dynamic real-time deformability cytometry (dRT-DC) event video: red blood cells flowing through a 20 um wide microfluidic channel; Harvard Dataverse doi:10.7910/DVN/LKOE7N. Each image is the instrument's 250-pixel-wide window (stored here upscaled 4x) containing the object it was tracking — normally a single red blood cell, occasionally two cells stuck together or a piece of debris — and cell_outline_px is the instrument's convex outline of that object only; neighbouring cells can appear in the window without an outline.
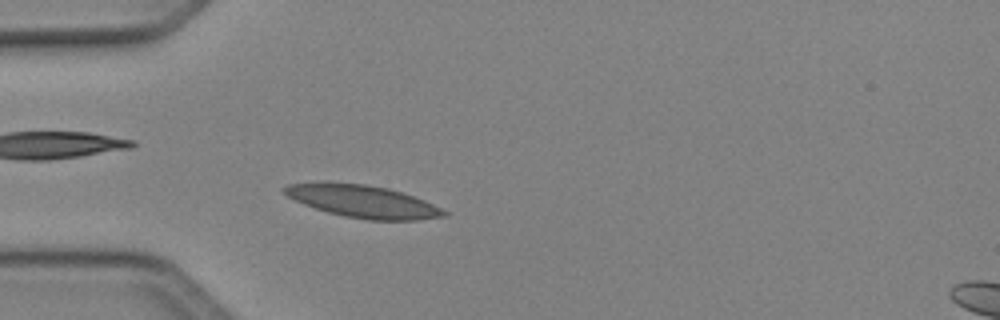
{"species": "Egyptian fruit bat (a non-hibernating species)", "species_latin": "Rousettus aegyptiacus", "temperature_condition": "cold", "stored_images_in_passage": 46, "camera_frame_rate_fps": 3000, "um_per_image_px": 0.085, "animal": {"sex": "female"}, "frame": {"image": 1, "passage_image": 11, "time_ms": 3.333, "image_size_px": [1000, 320], "cell_outline_px": [[448, 216], [416, 220], [368, 220], [344, 216], [328, 212], [304, 204], [288, 196], [280, 188], [288, 184], [324, 180], [364, 184], [388, 188], [424, 200], [448, 212]], "centroid_in_image_um": [30.79, 17.09], "position_along_channel_um": 54.2, "area_um2": 30.4}}
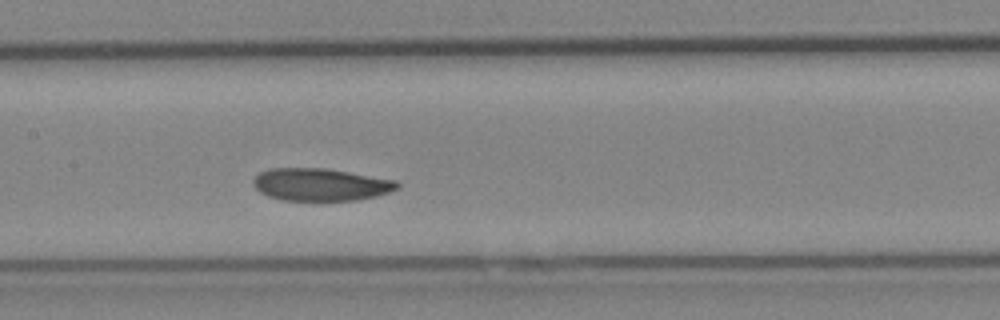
{"frame": {"image": 2, "passage_image": 21, "time_ms": 6.667, "image_size_px": [1000, 320], "cell_outline_px": [[400, 188], [376, 196], [356, 200], [280, 200], [268, 196], [260, 192], [252, 184], [252, 180], [260, 172], [268, 168], [324, 168], [396, 180], [400, 184]], "centroid_in_image_um": [27.23, 15.68], "position_along_channel_um": 180.2, "area_um2": 27.22}}
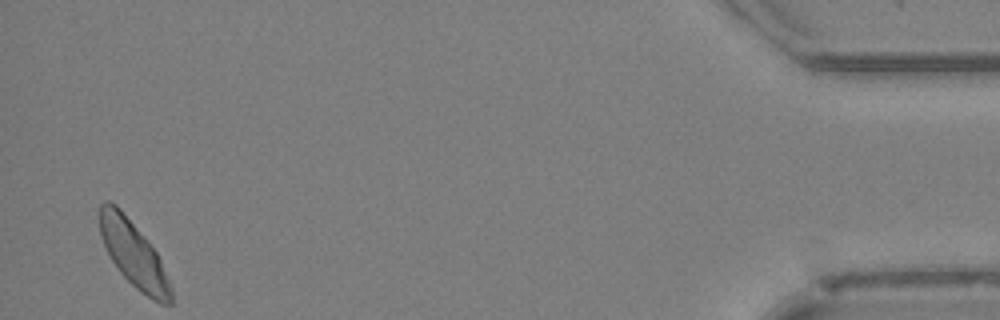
{"frame": {"image": 3, "passage_image": 45, "time_ms": 14.667, "image_size_px": [1000, 320], "cell_outline_px": [[172, 304], [160, 304], [152, 300], [136, 288], [120, 272], [112, 260], [100, 236], [100, 204], [104, 200], [108, 200], [116, 204], [120, 208], [156, 252], [160, 260], [172, 288]], "centroid_in_image_um": [11.35, 21.61], "position_along_channel_um": 423.8, "area_um2": 26.82}, "authors_computed_cell_mechanics": {"area_um2": 27.4839, "velocity_mm_per_s": 4.0544, "shape_relaxation_time_tau1_ms": 3.0261, "shape_relaxation_time_tau2_ms": 3.9446, "deformation_change_tau1": 0.0919, "deformation_change_tau2": 0.0736}}